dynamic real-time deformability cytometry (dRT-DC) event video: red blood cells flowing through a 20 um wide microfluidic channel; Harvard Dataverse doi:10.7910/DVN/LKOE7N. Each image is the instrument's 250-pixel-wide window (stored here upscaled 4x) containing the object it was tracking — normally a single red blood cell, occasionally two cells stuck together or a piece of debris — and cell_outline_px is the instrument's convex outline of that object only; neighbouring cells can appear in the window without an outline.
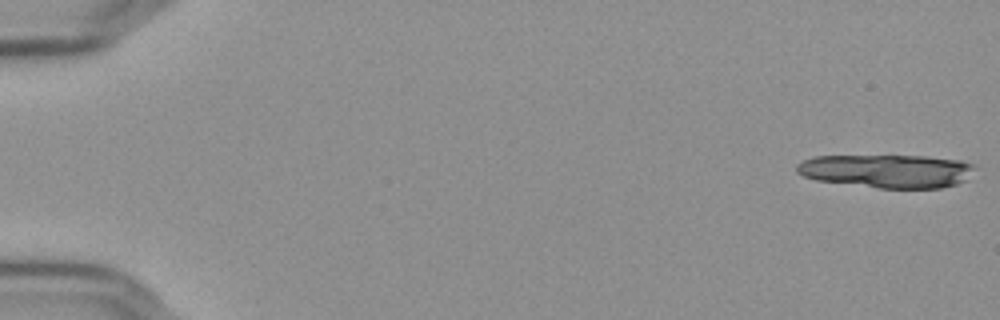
{"species": "Egyptian fruit bat (a non-hibernating species)", "species_latin": "Rousettus aegyptiacus", "temperature_condition": "cold", "stored_images_in_passage": 17, "camera_frame_rate_fps": 3000, "um_per_image_px": 0.085, "frame": {"image": 1, "passage_image": 1, "time_ms": 0.0, "image_size_px": [1000, 320], "cell_outline_px": [[980, 168], [964, 180], [956, 184], [940, 188], [876, 188], [816, 180], [804, 176], [796, 172], [796, 164], [804, 160], [816, 156], [924, 156], [960, 160], [972, 164]], "centroid_in_image_um": [75.42, 14.54], "position_along_channel_um": 9.6, "area_um2": 34.8}}